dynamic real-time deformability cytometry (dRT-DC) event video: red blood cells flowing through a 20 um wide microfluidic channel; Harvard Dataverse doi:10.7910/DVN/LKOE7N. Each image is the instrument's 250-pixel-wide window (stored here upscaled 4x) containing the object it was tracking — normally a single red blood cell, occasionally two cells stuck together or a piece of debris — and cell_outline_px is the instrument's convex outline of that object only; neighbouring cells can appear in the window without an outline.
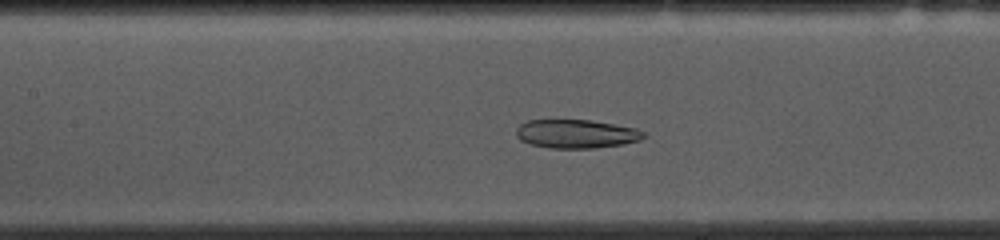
{"species": "common noctule bat (a hibernating species)", "species_latin": "Nyctalus noctula", "temperature_condition": "cold", "stored_images_in_passage": 48, "camera_frame_rate_fps": 3000, "um_per_image_px": 0.085, "animal": {"sex": "female", "body_mass_g": 10.0, "forearm_length_mm": 53.1}, "frame": {"image": 1, "passage_image": 22, "time_ms": 7.0, "image_size_px": [1000, 240], "cell_outline_px": [[648, 136], [640, 140], [624, 144], [596, 148], [548, 148], [532, 144], [520, 140], [516, 136], [516, 128], [520, 124], [528, 120], [592, 120], [636, 128], [644, 132]], "centroid_in_image_um": [49.0, 11.38], "position_along_channel_um": 158.4, "area_um2": 21.44}}
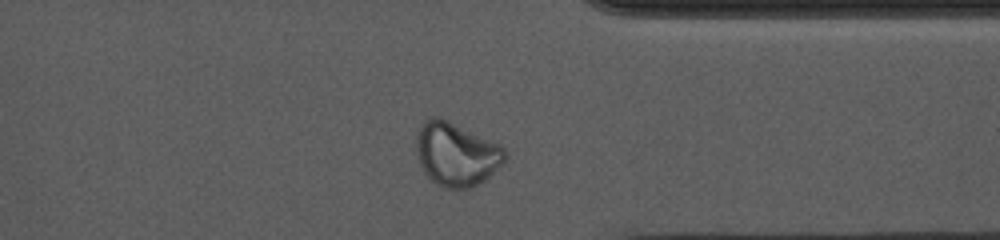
{"frame": {"image": 2, "passage_image": 40, "time_ms": 13.0, "image_size_px": [1000, 240], "cell_outline_px": [[508, 156], [484, 180], [468, 188], [444, 188], [436, 184], [424, 172], [416, 156], [416, 132], [424, 120], [428, 116], [436, 116], [448, 120], [500, 144], [508, 152]], "centroid_in_image_um": [38.75, 13.07], "position_along_channel_um": 372.7, "area_um2": 32.89}}
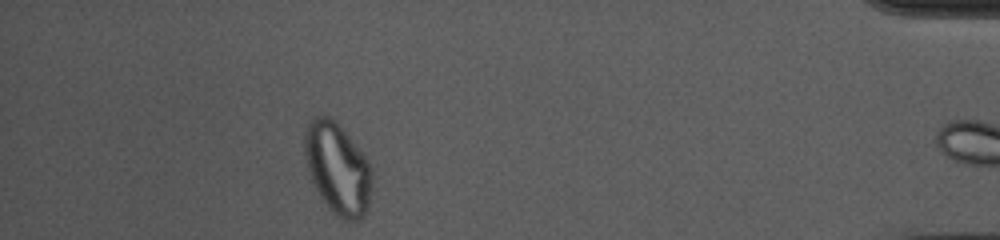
{"frame": {"image": 3, "passage_image": 47, "time_ms": 15.333, "image_size_px": [1000, 240], "cell_outline_px": [[372, 184], [368, 208], [364, 216], [360, 220], [344, 220], [336, 216], [328, 208], [320, 196], [312, 180], [304, 156], [304, 128], [316, 116], [328, 116], [336, 120], [368, 160], [372, 168]], "centroid_in_image_um": [28.7, 14.33], "position_along_channel_um": 406.5, "area_um2": 36.07}, "authors_computed_cell_mechanics": {"area_um2": 27.6862, "velocity_mm_per_s": 3.6675, "shape_relaxation_time_tau1_ms": null, "shape_relaxation_time_tau2_ms": 3.1453, "deformation_change_tau1": null, "deformation_change_tau2": 0.0902}}